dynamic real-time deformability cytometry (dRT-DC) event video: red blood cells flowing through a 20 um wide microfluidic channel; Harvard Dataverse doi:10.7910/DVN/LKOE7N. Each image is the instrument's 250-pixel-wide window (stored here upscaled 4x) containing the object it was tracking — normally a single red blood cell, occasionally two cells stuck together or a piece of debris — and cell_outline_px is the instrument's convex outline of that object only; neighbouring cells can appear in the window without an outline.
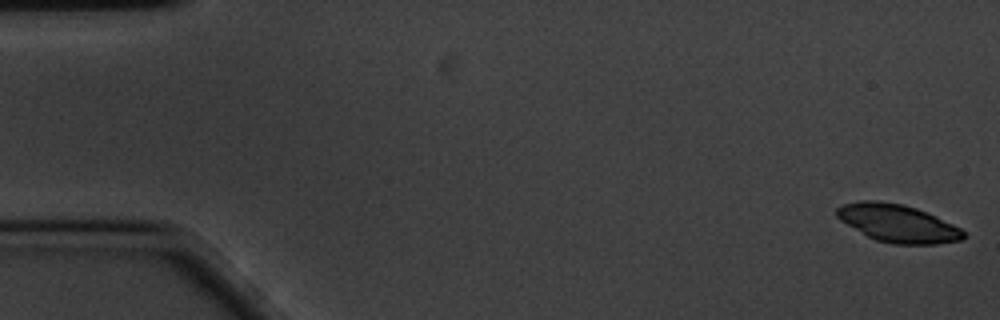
{"species": "common noctule bat (a hibernating species)", "species_latin": "Nyctalus noctula", "temperature_condition": "cold", "stored_images_in_passage": 58, "camera_frame_rate_fps": 3000, "um_per_image_px": 0.085, "animal": {"sex": "male", "body_mass_g": 20.1, "forearm_length_mm": 53.5}, "frame": {"image": 1, "passage_image": 1, "time_ms": 0.0, "image_size_px": [1000, 320], "cell_outline_px": [[968, 236], [960, 240], [936, 244], [892, 244], [876, 240], [868, 236], [840, 220], [836, 216], [836, 208], [844, 204], [860, 200], [880, 200], [904, 204], [928, 212], [960, 228]], "centroid_in_image_um": [76.31, 18.97], "position_along_channel_um": 8.7, "area_um2": 27.92}}